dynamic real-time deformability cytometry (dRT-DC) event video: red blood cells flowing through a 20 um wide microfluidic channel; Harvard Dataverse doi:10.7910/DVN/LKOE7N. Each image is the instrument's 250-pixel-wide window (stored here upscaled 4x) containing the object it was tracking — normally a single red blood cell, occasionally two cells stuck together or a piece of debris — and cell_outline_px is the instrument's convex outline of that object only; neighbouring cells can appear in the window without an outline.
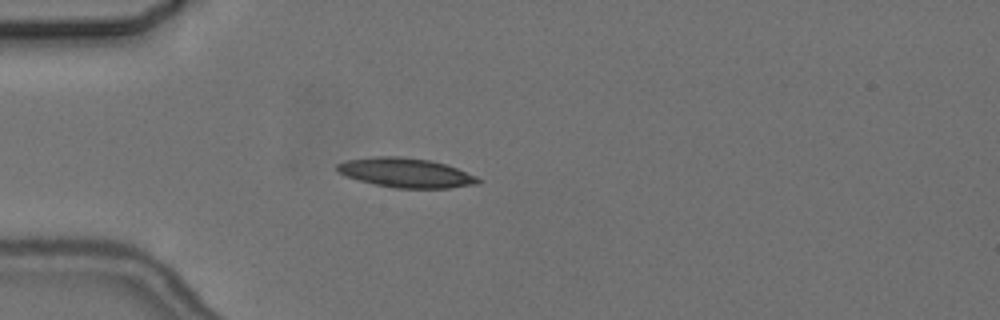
{"species": "common noctule bat (a hibernating species)", "species_latin": "Nyctalus noctula", "temperature_condition": "cold", "stored_images_in_passage": 5, "camera_frame_rate_fps": 3000, "um_per_image_px": 0.085, "animal": {"sex": "female", "body_mass_g": 24.6, "forearm_length_mm": 56.2}, "frame": {"image": 1, "passage_image": 4, "time_ms": 3.333, "image_size_px": [1000, 320], "cell_outline_px": [[484, 180], [480, 184], [448, 188], [396, 188], [376, 184], [360, 180], [348, 176], [340, 172], [336, 168], [336, 164], [344, 160], [376, 156], [400, 156], [428, 160], [444, 164], [456, 168], [476, 176]], "centroid_in_image_um": [34.53, 14.68], "position_along_channel_um": 50.5, "area_um2": 24.04}}